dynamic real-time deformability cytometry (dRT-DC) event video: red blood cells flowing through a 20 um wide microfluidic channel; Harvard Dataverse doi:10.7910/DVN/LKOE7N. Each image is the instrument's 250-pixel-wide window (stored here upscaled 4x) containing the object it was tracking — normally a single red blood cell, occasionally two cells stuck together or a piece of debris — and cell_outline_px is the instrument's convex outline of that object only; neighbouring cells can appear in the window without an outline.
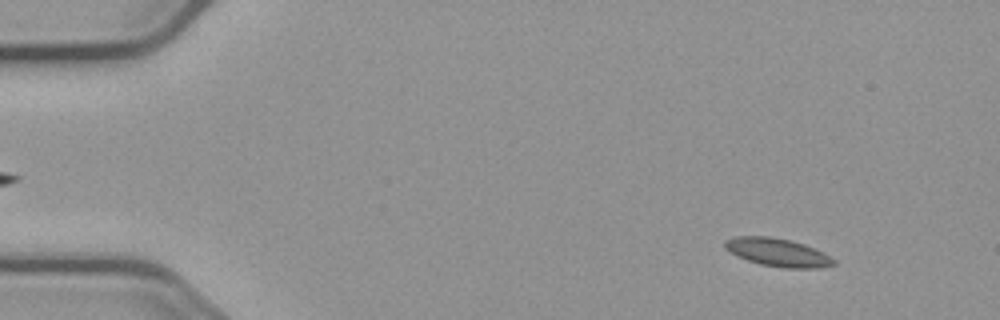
{"species": "common noctule bat (a hibernating species)", "species_latin": "Nyctalus noctula", "temperature_condition": "cold", "stored_images_in_passage": 56, "camera_frame_rate_fps": 3000, "um_per_image_px": 0.085, "animal": {"sex": "male", "body_mass_g": 23.1, "forearm_length_mm": 52.7}, "frame": {"image": 1, "passage_image": 6, "time_ms": 1.667, "image_size_px": [1000, 320], "cell_outline_px": [[836, 264], [820, 268], [784, 268], [760, 264], [736, 256], [724, 248], [724, 240], [736, 236], [772, 236], [804, 244], [824, 252], [836, 260]], "centroid_in_image_um": [66.1, 21.45], "position_along_channel_um": 18.9, "area_um2": 17.98}}
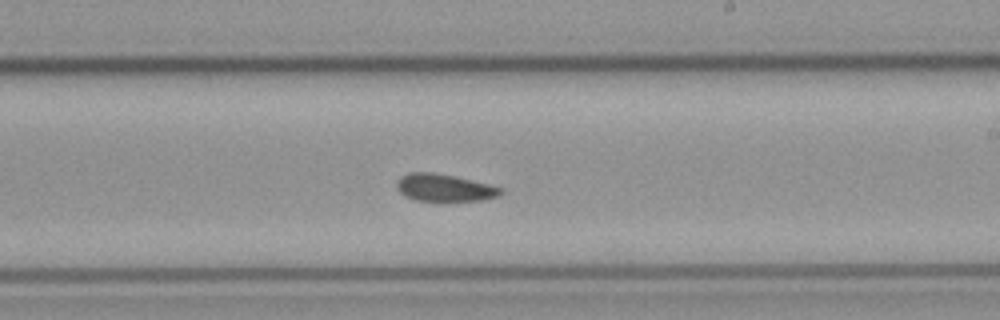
{"frame": {"image": 2, "passage_image": 33, "time_ms": 10.667, "image_size_px": [1000, 320], "cell_outline_px": [[504, 192], [500, 196], [484, 200], [416, 200], [404, 196], [396, 188], [396, 180], [400, 176], [408, 172], [436, 172], [456, 176], [504, 188]], "centroid_in_image_um": [37.77, 15.94], "position_along_channel_um": 251.2, "area_um2": 16.76}}
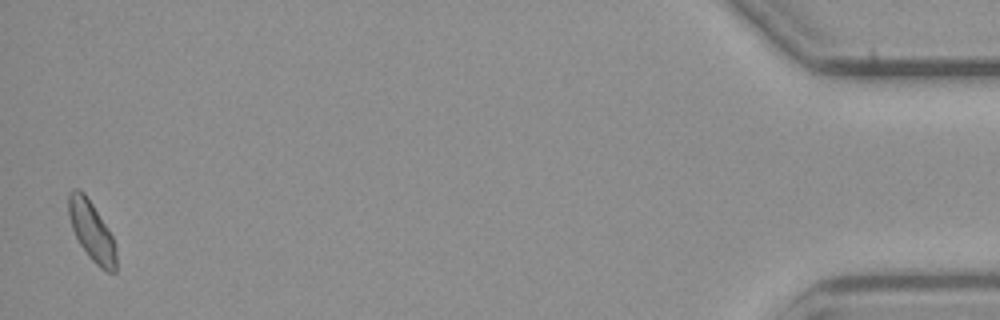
{"frame": {"image": 3, "passage_image": 55, "time_ms": 18.0, "image_size_px": [1000, 320], "cell_outline_px": [[116, 272], [108, 272], [100, 268], [88, 256], [80, 244], [72, 228], [68, 216], [68, 196], [72, 188], [76, 188], [84, 192], [92, 204], [112, 236], [116, 244]], "centroid_in_image_um": [7.78, 19.65], "position_along_channel_um": 427.4, "area_um2": 16.42}, "authors_computed_cell_mechanics": {"area_um2": 16.9065, "velocity_mm_per_s": 3.6909, "shape_relaxation_time_tau1_ms": null, "shape_relaxation_time_tau2_ms": 1.9957, "deformation_change_tau1": null, "deformation_change_tau2": 0.0577}}